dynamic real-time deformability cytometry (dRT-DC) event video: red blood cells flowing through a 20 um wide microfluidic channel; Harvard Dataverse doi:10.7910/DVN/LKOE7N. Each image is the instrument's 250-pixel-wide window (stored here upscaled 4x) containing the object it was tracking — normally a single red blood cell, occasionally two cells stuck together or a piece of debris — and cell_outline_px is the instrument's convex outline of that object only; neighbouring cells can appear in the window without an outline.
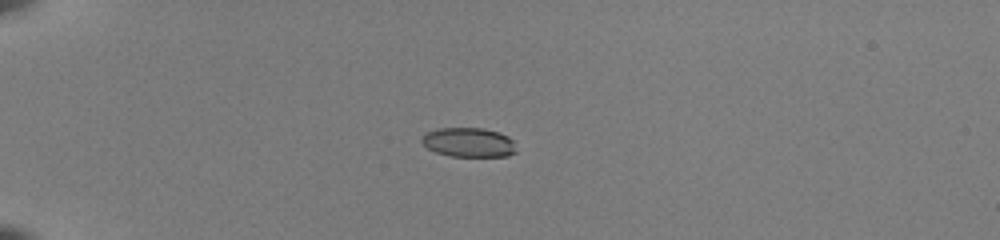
{"species": "common noctule bat (a hibernating species)", "species_latin": "Nyctalus noctula", "temperature_condition": "room temperature", "stored_images_in_passage": 28, "camera_frame_rate_fps": 3000, "um_per_image_px": 0.085, "animal": {"sex": "female", "body_mass_g": 22.0, "forearm_length_mm": 56.7}, "frame": {"image": 1, "passage_image": 1, "time_ms": 0.0, "image_size_px": [1000, 240], "cell_outline_px": [[516, 152], [508, 156], [448, 156], [436, 152], [428, 148], [420, 140], [424, 132], [436, 128], [484, 128], [500, 132], [508, 136], [512, 140]], "centroid_in_image_um": [39.81, 12.09], "position_along_channel_um": 45.2, "area_um2": 16.3}}
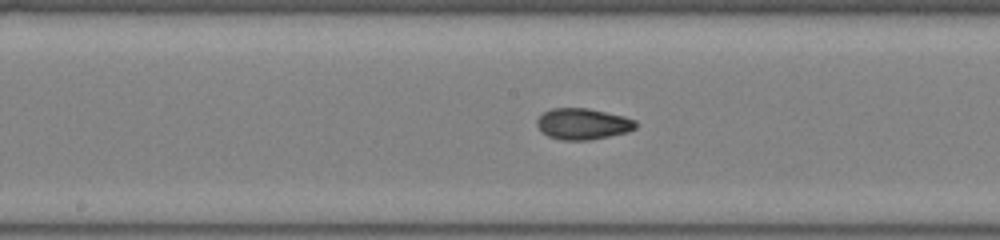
{"frame": {"image": 2, "passage_image": 16, "time_ms": 5.0, "image_size_px": [1000, 240], "cell_outline_px": [[636, 128], [628, 132], [588, 140], [560, 140], [548, 136], [536, 124], [536, 120], [544, 112], [552, 108], [588, 108], [624, 116], [636, 120]], "centroid_in_image_um": [49.55, 10.53], "position_along_channel_um": 198.6, "area_um2": 17.86}}
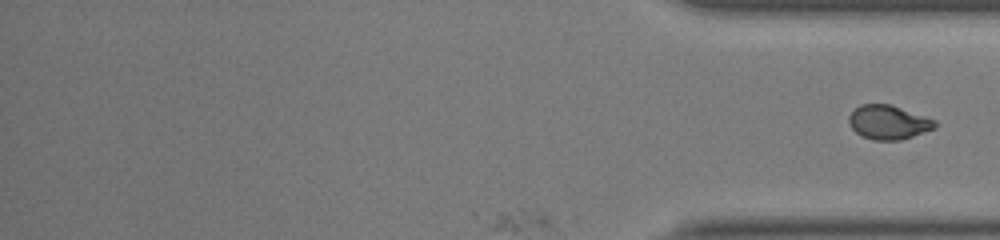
{"frame": {"image": 3, "passage_image": 28, "time_ms": 9.0, "image_size_px": [1000, 240], "cell_outline_px": [[940, 124], [936, 128], [900, 140], [872, 140], [856, 132], [848, 124], [848, 116], [860, 104], [888, 104], [936, 120]], "centroid_in_image_um": [75.52, 10.4], "position_along_channel_um": 359.7, "area_um2": 16.99}}